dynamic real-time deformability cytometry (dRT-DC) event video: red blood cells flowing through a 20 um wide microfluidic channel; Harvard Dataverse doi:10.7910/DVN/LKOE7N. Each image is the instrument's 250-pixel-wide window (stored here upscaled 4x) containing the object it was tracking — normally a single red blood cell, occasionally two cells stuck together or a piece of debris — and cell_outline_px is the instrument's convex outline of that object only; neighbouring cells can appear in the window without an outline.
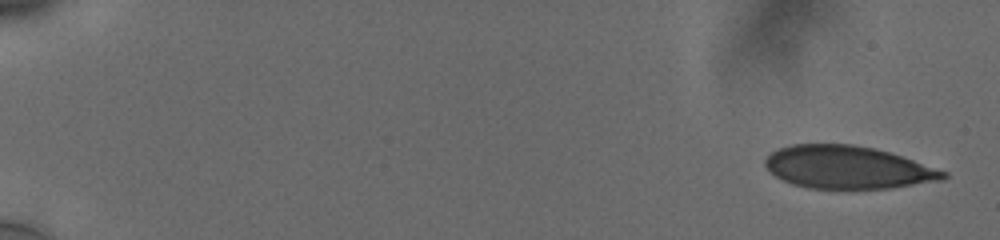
{"species": "human", "species_latin": "Homo sapiens", "temperature_condition": "cold", "stored_images_in_passage": 50, "camera_frame_rate_fps": 3000, "um_per_image_px": 0.085, "donor": {"sex": "male"}, "frame": {"image": 1, "passage_image": 1, "time_ms": 0.0, "image_size_px": [1000, 240], "cell_outline_px": [[948, 176], [940, 180], [888, 188], [812, 188], [796, 184], [784, 180], [776, 176], [764, 164], [764, 160], [772, 152], [780, 148], [792, 144], [852, 144], [872, 148], [888, 152], [948, 172]], "centroid_in_image_um": [72.04, 14.21], "position_along_channel_um": 13.0, "area_um2": 43.52}}
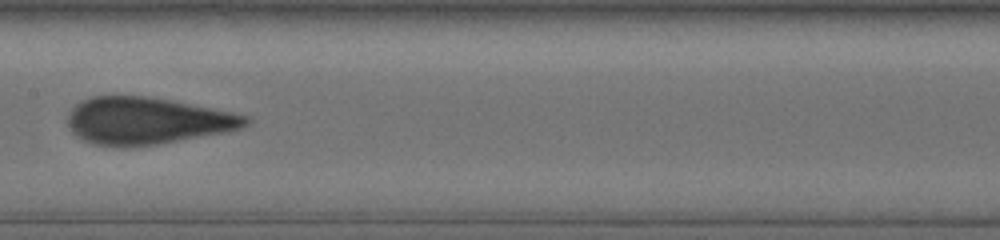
{"frame": {"image": 2, "passage_image": 25, "time_ms": 9.667, "image_size_px": [1000, 240], "cell_outline_px": [[252, 120], [248, 124], [240, 128], [224, 132], [160, 144], [124, 148], [120, 148], [96, 144], [84, 140], [72, 132], [68, 124], [68, 116], [72, 108], [80, 100], [92, 96], [148, 96], [172, 100], [248, 116]], "centroid_in_image_um": [12.46, 10.27], "position_along_channel_um": 194.9, "area_um2": 48.73}}
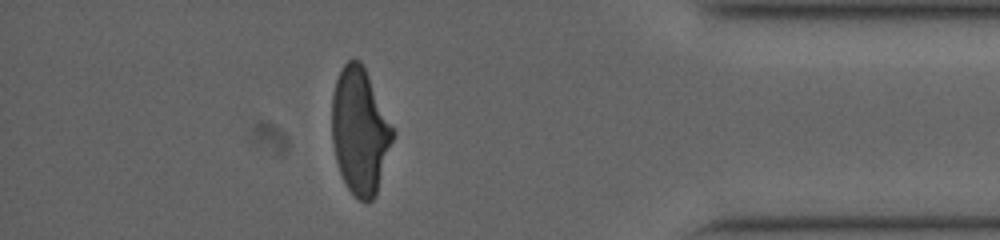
{"frame": {"image": 3, "passage_image": 44, "time_ms": 16.0, "image_size_px": [1000, 240], "cell_outline_px": [[396, 132], [376, 196], [372, 200], [364, 204], [348, 188], [340, 172], [336, 160], [332, 140], [332, 92], [336, 80], [344, 64], [348, 60], [360, 60]], "centroid_in_image_um": [30.6, 11.17], "position_along_channel_um": 404.6, "area_um2": 44.68}, "authors_computed_cell_mechanics": {"area_um2": 46.7602, "velocity_mm_per_s": 3.7577, "shape_relaxation_time_tau1_ms": 7.723, "shape_relaxation_time_tau2_ms": null, "deformation_change_tau1": 0.2011, "deformation_change_tau2": null}}